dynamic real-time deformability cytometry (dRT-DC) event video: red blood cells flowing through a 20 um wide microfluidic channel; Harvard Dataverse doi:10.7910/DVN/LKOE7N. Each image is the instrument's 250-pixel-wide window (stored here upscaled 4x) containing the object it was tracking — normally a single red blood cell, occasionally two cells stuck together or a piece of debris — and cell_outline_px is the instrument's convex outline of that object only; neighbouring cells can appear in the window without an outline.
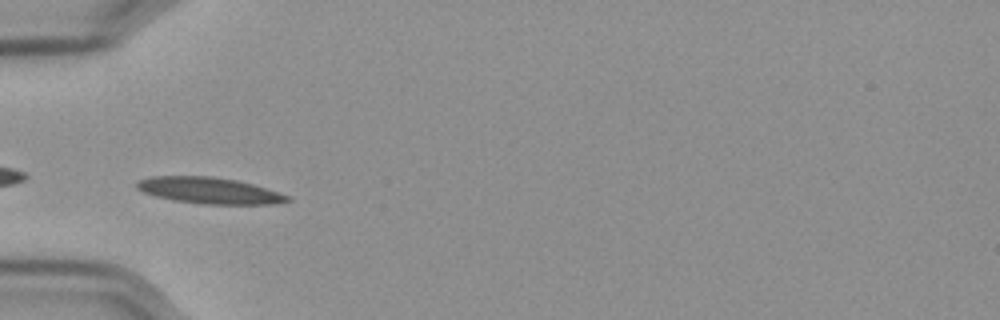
{"species": "Egyptian fruit bat (a non-hibernating species)", "species_latin": "Rousettus aegyptiacus", "temperature_condition": "cold", "stored_images_in_passage": 39, "camera_frame_rate_fps": 3000, "um_per_image_px": 0.085, "frame": {"image": 1, "passage_image": 1, "time_ms": 0.0, "image_size_px": [1000, 320], "cell_outline_px": [[292, 200], [272, 204], [200, 204], [172, 200], [156, 196], [144, 192], [136, 188], [136, 180], [152, 176], [212, 176], [236, 180], [252, 184], [292, 196]], "centroid_in_image_um": [17.78, 16.19], "position_along_channel_um": 67.2, "area_um2": 23.18}}